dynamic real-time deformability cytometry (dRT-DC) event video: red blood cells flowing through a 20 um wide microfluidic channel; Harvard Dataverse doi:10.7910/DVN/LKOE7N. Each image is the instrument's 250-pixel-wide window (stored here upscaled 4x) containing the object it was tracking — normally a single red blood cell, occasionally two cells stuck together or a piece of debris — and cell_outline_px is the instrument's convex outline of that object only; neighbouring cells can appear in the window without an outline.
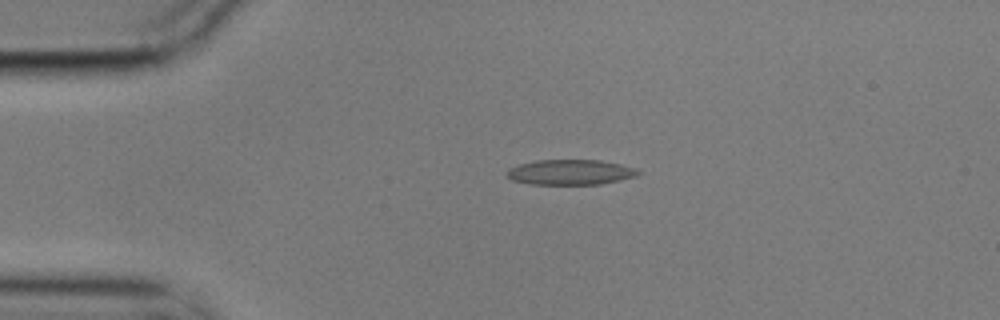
{"species": "common noctule bat (a hibernating species)", "species_latin": "Nyctalus noctula", "temperature_condition": "cold", "stored_images_in_passage": 3, "camera_frame_rate_fps": 3000, "um_per_image_px": 0.085, "animal": {"sex": "male", "body_mass_g": 17.9}, "frame": {"image": 1, "passage_image": 2, "time_ms": 0.333, "image_size_px": [1000, 320], "cell_outline_px": [[640, 172], [636, 176], [620, 180], [600, 184], [528, 184], [512, 180], [508, 176], [508, 168], [520, 164], [536, 160], [600, 160], [620, 164], [636, 168]], "centroid_in_image_um": [48.48, 14.63], "position_along_channel_um": 36.5, "area_um2": 19.19}}